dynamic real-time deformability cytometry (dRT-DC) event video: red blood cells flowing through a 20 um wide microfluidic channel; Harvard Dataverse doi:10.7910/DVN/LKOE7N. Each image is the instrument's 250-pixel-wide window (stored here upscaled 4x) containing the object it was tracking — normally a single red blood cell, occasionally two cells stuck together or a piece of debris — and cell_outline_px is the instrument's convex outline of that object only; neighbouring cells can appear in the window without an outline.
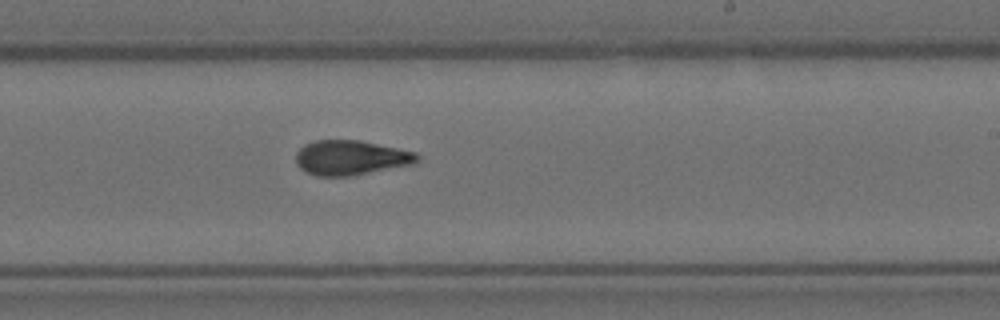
{"species": "Egyptian fruit bat (a non-hibernating species)", "species_latin": "Rousettus aegyptiacus", "temperature_condition": "room temperature", "stored_images_in_passage": 9, "camera_frame_rate_fps": 3000, "um_per_image_px": 0.085, "animal": {"sex": "female"}, "frame": {"image": 1, "passage_image": 9, "time_ms": 2.667, "image_size_px": [1000, 320], "cell_outline_px": [[420, 160], [412, 164], [352, 176], [316, 176], [304, 172], [296, 164], [296, 152], [304, 144], [316, 140], [360, 140], [416, 152], [420, 156]], "centroid_in_image_um": [29.8, 13.41], "position_along_channel_um": 259.2, "area_um2": 24.74}}